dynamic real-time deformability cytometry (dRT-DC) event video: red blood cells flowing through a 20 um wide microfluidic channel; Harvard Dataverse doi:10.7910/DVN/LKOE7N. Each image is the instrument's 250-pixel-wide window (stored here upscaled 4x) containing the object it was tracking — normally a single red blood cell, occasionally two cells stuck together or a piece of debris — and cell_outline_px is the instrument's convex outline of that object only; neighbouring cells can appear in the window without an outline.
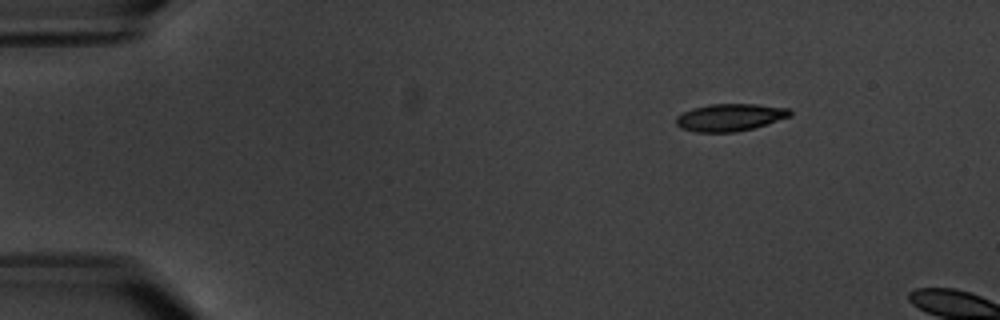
{"species": "common noctule bat (a hibernating species)", "species_latin": "Nyctalus noctula", "temperature_condition": "warm", "stored_images_in_passage": 5, "camera_frame_rate_fps": 3000, "um_per_image_px": 0.085, "animal": {"sex": "male", "body_mass_g": 20.1, "forearm_length_mm": 53.5}, "frame": {"image": 1, "passage_image": 3, "time_ms": 2.667, "image_size_px": [1000, 320], "cell_outline_px": [[792, 116], [752, 128], [736, 132], [696, 132], [680, 128], [676, 124], [676, 116], [692, 108], [708, 104], [756, 104], [788, 108], [792, 112]], "centroid_in_image_um": [62.03, 9.97], "position_along_channel_um": 23.0, "area_um2": 18.15}}